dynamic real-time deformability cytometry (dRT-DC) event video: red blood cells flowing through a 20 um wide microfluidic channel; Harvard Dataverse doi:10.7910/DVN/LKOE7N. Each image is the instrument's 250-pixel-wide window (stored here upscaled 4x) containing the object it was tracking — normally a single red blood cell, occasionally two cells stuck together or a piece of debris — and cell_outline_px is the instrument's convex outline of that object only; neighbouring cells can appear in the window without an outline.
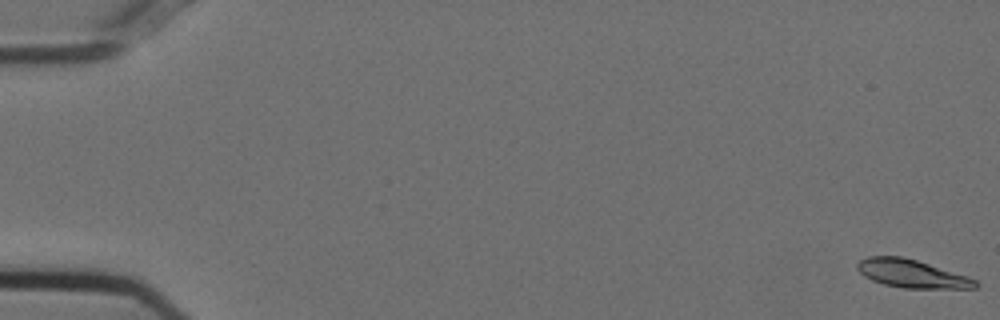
{"species": "Egyptian fruit bat (a non-hibernating species)", "species_latin": "Rousettus aegyptiacus", "temperature_condition": "cold", "stored_images_in_passage": 55, "camera_frame_rate_fps": 3000, "um_per_image_px": 0.085, "animal": {"sex": "female"}, "frame": {"image": 1, "passage_image": 1, "time_ms": 0.0, "image_size_px": [1000, 320], "cell_outline_px": [[980, 284], [976, 288], [904, 288], [884, 284], [872, 280], [864, 276], [856, 268], [856, 264], [860, 260], [868, 256], [900, 256], [916, 260], [968, 276], [976, 280]], "centroid_in_image_um": [77.5, 23.26], "position_along_channel_um": 7.5, "area_um2": 19.25}}
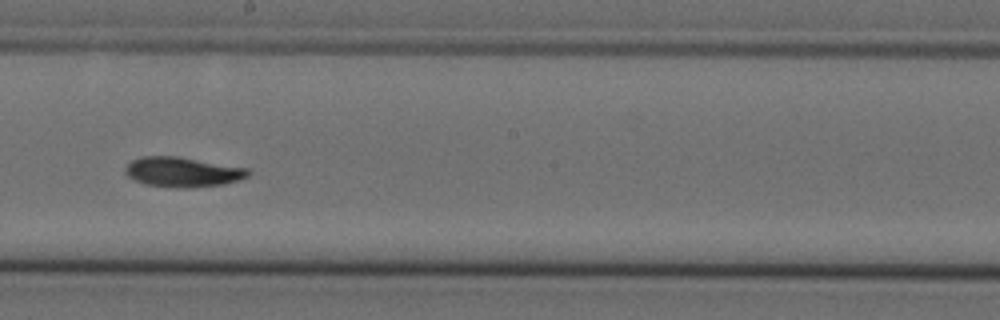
{"frame": {"image": 2, "passage_image": 32, "time_ms": 10.333, "image_size_px": [1000, 320], "cell_outline_px": [[252, 172], [248, 176], [224, 184], [192, 188], [176, 188], [144, 184], [128, 176], [124, 172], [124, 168], [132, 160], [140, 156], [180, 156], [248, 168]], "centroid_in_image_um": [15.52, 14.61], "position_along_channel_um": 232.7, "area_um2": 21.62}}
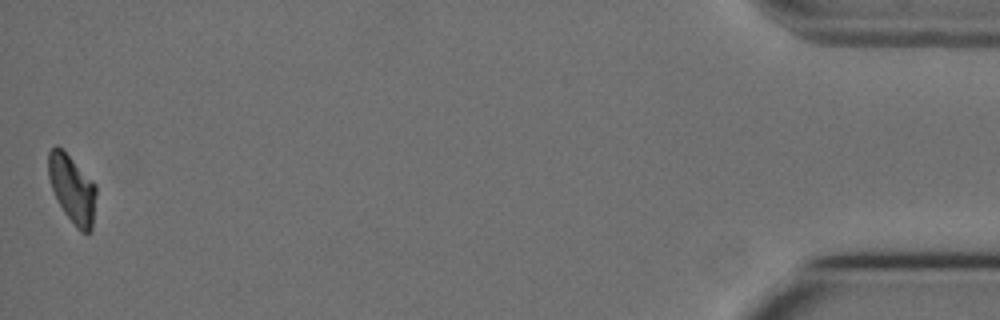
{"frame": {"image": 3, "passage_image": 55, "time_ms": 18.0, "image_size_px": [1000, 320], "cell_outline_px": [[96, 196], [92, 232], [80, 232], [76, 228], [64, 212], [52, 188], [48, 176], [48, 152], [56, 144], [96, 184]], "centroid_in_image_um": [6.15, 16.1], "position_along_channel_um": 429.0, "area_um2": 18.67}, "authors_computed_cell_mechanics": {"area_um2": 20.0566, "velocity_mm_per_s": 3.7037, "shape_relaxation_time_tau1_ms": 4.8436, "shape_relaxation_time_tau2_ms": null, "deformation_change_tau1": 0.1591, "deformation_change_tau2": null}}